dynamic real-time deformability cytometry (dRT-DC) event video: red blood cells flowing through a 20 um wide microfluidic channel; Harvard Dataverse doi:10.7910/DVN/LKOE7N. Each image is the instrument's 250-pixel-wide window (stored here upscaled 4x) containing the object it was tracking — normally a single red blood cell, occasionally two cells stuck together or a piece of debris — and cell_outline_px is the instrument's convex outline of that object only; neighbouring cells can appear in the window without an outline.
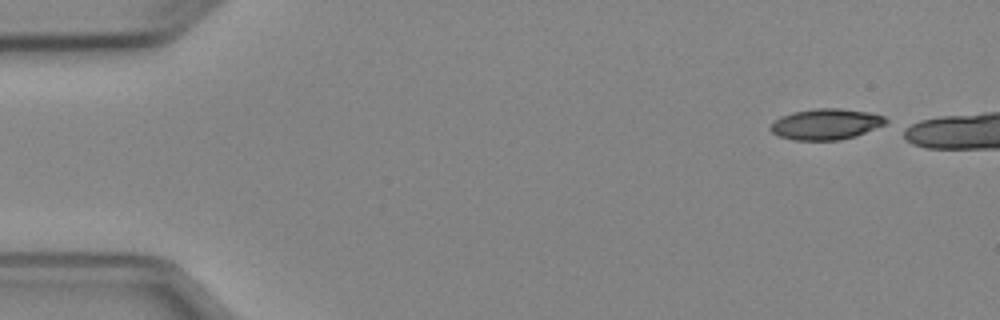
{"species": "Egyptian fruit bat (a non-hibernating species)", "species_latin": "Rousettus aegyptiacus", "temperature_condition": "cold", "stored_images_in_passage": 5, "camera_frame_rate_fps": 3000, "um_per_image_px": 0.085, "animal": {"sex": "female"}, "frame": {"image": 1, "passage_image": 1, "time_ms": 0.0, "image_size_px": [1000, 320], "cell_outline_px": [[888, 124], [856, 136], [840, 140], [792, 140], [776, 136], [768, 128], [780, 116], [792, 112], [816, 108], [840, 108], [868, 112], [884, 116], [888, 120]], "centroid_in_image_um": [70.21, 10.56], "position_along_channel_um": 14.8, "area_um2": 21.04}}